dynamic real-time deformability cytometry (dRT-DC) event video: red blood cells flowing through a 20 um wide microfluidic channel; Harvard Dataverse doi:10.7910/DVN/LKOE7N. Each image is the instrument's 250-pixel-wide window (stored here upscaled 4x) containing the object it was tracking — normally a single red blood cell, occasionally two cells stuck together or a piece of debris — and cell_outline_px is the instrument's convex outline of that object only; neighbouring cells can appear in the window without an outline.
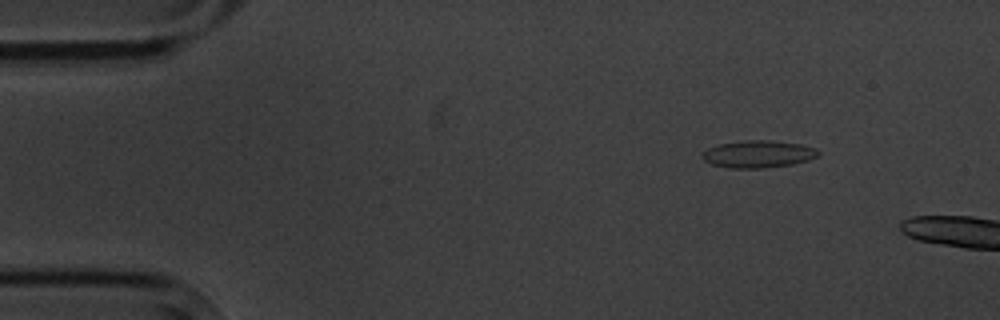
{"species": "common noctule bat (a hibernating species)", "species_latin": "Nyctalus noctula", "temperature_condition": "cold", "stored_images_in_passage": 4, "camera_frame_rate_fps": 3000, "um_per_image_px": 0.085, "animal": {"sex": "male", "body_mass_g": 20.1, "forearm_length_mm": 53.5}, "frame": {"image": 1, "passage_image": 2, "time_ms": 1.333, "image_size_px": [1000, 320], "cell_outline_px": [[820, 156], [808, 160], [792, 164], [764, 168], [728, 168], [712, 164], [704, 160], [700, 156], [708, 148], [720, 144], [744, 140], [772, 140], [800, 144], [816, 148], [820, 152]], "centroid_in_image_um": [64.47, 13.09], "position_along_channel_um": 20.5, "area_um2": 18.5}}